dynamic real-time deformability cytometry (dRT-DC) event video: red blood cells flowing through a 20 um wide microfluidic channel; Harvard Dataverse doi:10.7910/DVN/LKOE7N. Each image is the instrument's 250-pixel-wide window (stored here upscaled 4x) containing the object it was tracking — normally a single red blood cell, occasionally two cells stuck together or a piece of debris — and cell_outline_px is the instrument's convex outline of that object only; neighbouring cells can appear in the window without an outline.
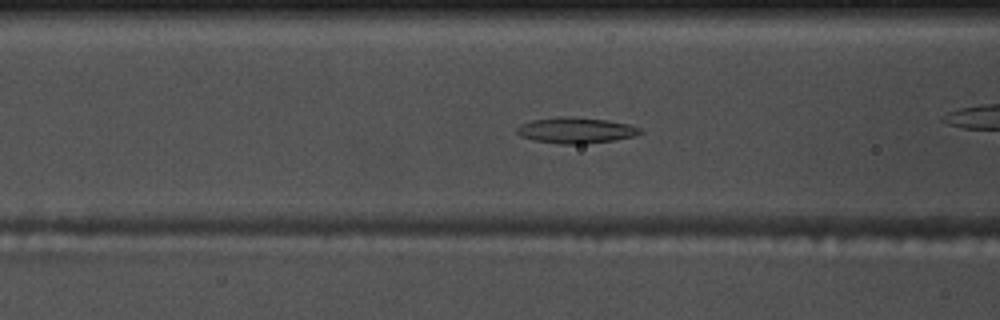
{"species": "common noctule bat (a hibernating species)", "species_latin": "Nyctalus noctula", "temperature_condition": "warm", "stored_images_in_passage": 57, "camera_frame_rate_fps": 3000, "um_per_image_px": 0.085, "animal": {"sex": "male", "body_mass_g": 17.5, "forearm_length_mm": 52.3}, "frame": {"image": 1, "passage_image": 23, "time_ms": 7.333, "image_size_px": [1000, 320], "cell_outline_px": [[644, 132], [636, 136], [612, 140], [584, 144], [560, 144], [532, 140], [520, 136], [516, 132], [516, 128], [520, 124], [532, 120], [560, 116], [568, 116], [608, 120], [628, 124], [640, 128]], "centroid_in_image_um": [48.93, 11.08], "position_along_channel_um": 117.7, "area_um2": 18.73}}
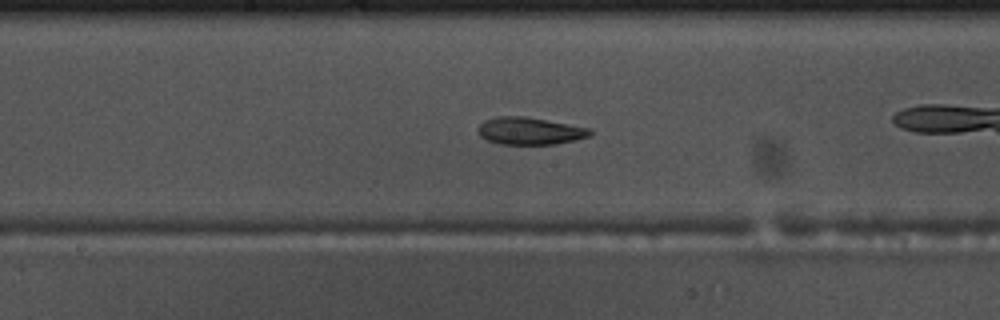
{"frame": {"image": 2, "passage_image": 30, "time_ms": 9.667, "image_size_px": [1000, 320], "cell_outline_px": [[592, 136], [552, 144], [500, 144], [488, 140], [480, 136], [476, 132], [476, 128], [484, 120], [500, 116], [524, 116], [568, 124], [588, 128], [592, 132]], "centroid_in_image_um": [44.97, 11.13], "position_along_channel_um": 203.2, "area_um2": 17.69}}
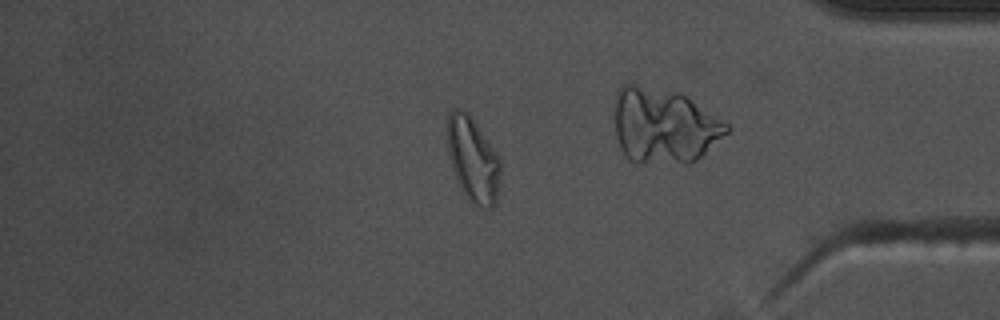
{"frame": {"image": 3, "passage_image": 48, "time_ms": 15.667, "image_size_px": [1000, 320], "cell_outline_px": [[500, 172], [496, 204], [492, 208], [480, 208], [472, 204], [468, 200], [456, 180], [448, 152], [448, 112], [452, 108], [460, 108], [468, 112], [496, 152], [500, 160]], "centroid_in_image_um": [40.2, 13.58], "position_along_channel_um": 395.0, "area_um2": 26.24}, "authors_computed_cell_mechanics": {"area_um2": 19.8832, "velocity_mm_per_s": 3.6793, "shape_relaxation_time_tau1_ms": 9.6258, "shape_relaxation_time_tau2_ms": 4.9071, "deformation_change_tau1": 0.2203, "deformation_change_tau2": 0.107}}